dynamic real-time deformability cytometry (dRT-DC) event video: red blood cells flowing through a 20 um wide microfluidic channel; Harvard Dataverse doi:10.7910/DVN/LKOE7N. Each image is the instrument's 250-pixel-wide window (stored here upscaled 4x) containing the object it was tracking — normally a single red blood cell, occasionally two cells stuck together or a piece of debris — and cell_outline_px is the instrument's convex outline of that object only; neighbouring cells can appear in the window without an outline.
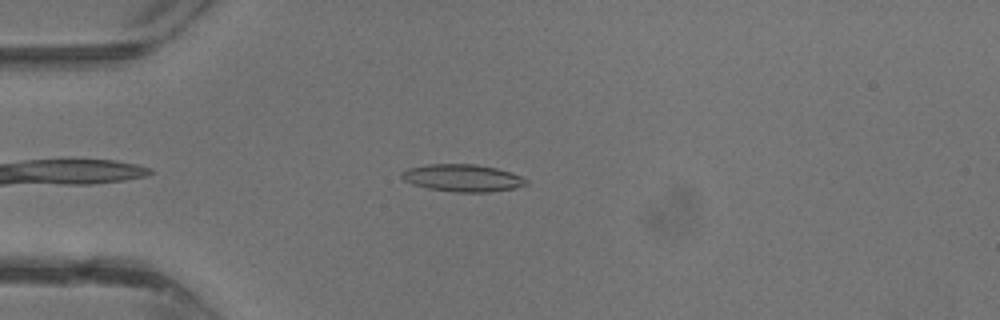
{"species": "common noctule bat (a hibernating species)", "species_latin": "Nyctalus noctula", "temperature_condition": "warm", "stored_images_in_passage": 29, "camera_frame_rate_fps": 3000, "um_per_image_px": 0.085, "animal": {"sex": "male", "body_mass_g": 13.3}, "frame": {"image": 1, "passage_image": 4, "time_ms": 1.0, "image_size_px": [1000, 320], "cell_outline_px": [[528, 184], [516, 188], [488, 192], [456, 192], [428, 188], [412, 184], [404, 180], [400, 176], [400, 172], [408, 168], [424, 164], [476, 164], [496, 168], [512, 172], [528, 180]], "centroid_in_image_um": [39.31, 15.12], "position_along_channel_um": 45.7, "area_um2": 19.94}}
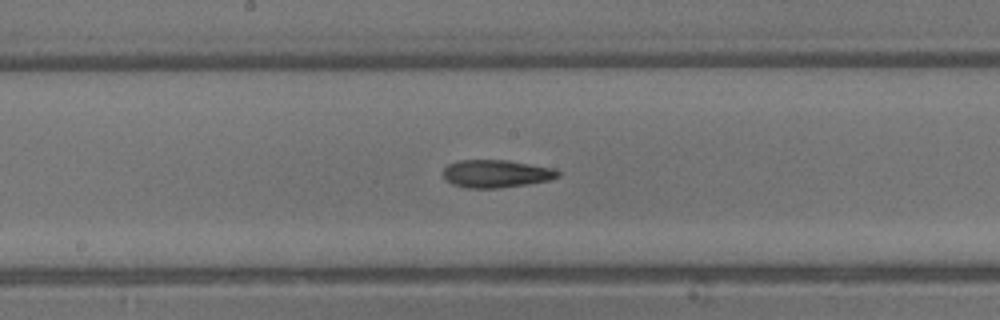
{"frame": {"image": 2, "passage_image": 14, "time_ms": 4.333, "image_size_px": [1000, 320], "cell_outline_px": [[560, 176], [548, 180], [528, 184], [500, 188], [468, 188], [452, 184], [444, 180], [444, 168], [448, 164], [456, 160], [508, 160], [556, 168], [560, 172]], "centroid_in_image_um": [42.18, 14.76], "position_along_channel_um": 206.0, "area_um2": 18.79}}
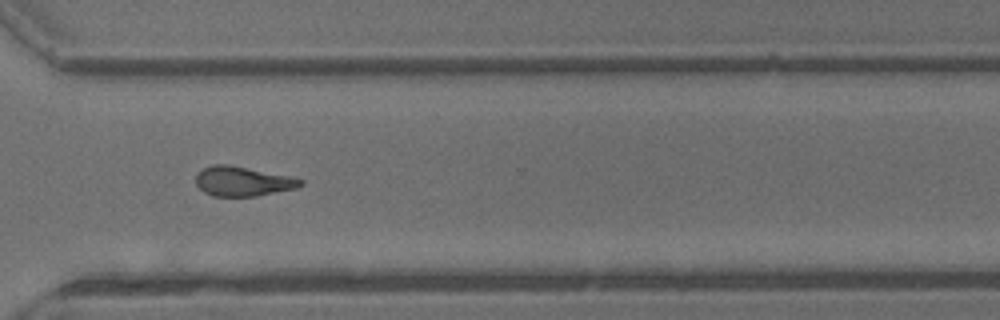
{"frame": {"image": 3, "passage_image": 22, "time_ms": 7.0, "image_size_px": [1000, 320], "cell_outline_px": [[304, 184], [296, 188], [256, 196], [212, 196], [204, 192], [196, 184], [196, 176], [204, 168], [212, 164], [228, 164], [288, 176], [304, 180]], "centroid_in_image_um": [20.62, 15.41], "position_along_channel_um": 350.0, "area_um2": 17.86}}